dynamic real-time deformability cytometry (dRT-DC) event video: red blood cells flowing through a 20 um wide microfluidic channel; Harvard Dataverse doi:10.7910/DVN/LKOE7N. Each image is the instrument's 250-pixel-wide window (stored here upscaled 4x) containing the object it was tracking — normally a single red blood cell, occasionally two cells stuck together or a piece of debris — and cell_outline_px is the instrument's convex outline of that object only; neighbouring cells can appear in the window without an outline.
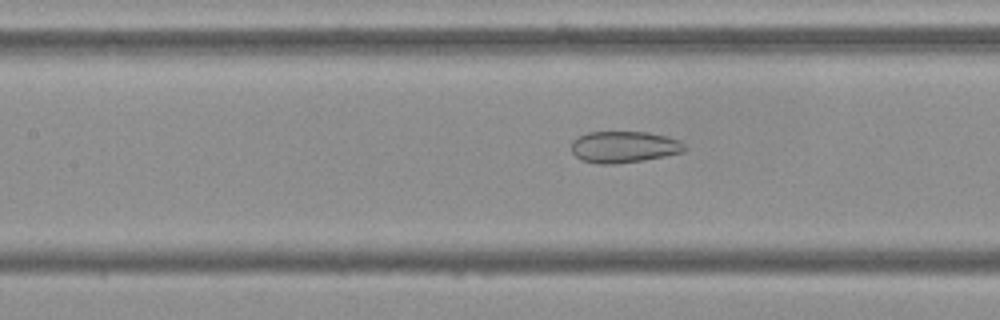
{"species": "Egyptian fruit bat (a non-hibernating species)", "species_latin": "Rousettus aegyptiacus", "temperature_condition": "cold", "stored_images_in_passage": 54, "camera_frame_rate_fps": 3000, "um_per_image_px": 0.085, "frame": {"image": 1, "passage_image": 24, "time_ms": 7.667, "image_size_px": [1000, 320], "cell_outline_px": [[688, 148], [684, 152], [644, 160], [616, 164], [596, 164], [580, 160], [572, 152], [572, 140], [576, 136], [588, 132], [648, 132], [668, 136], [680, 140]], "centroid_in_image_um": [53.04, 12.49], "position_along_channel_um": 154.4, "area_um2": 21.15}}
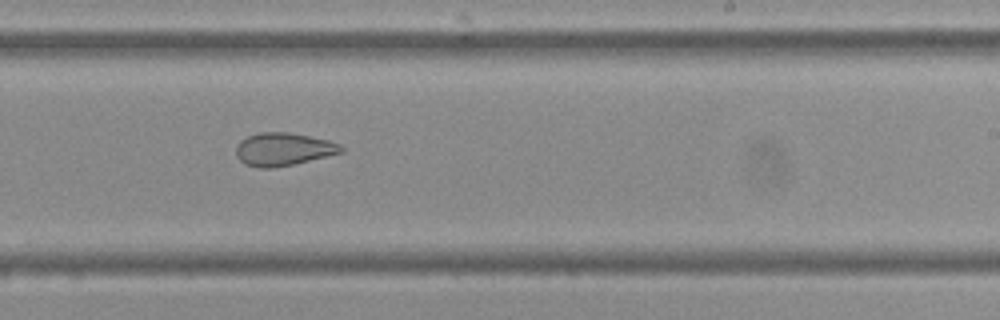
{"frame": {"image": 2, "passage_image": 33, "time_ms": 10.667, "image_size_px": [1000, 320], "cell_outline_px": [[344, 152], [292, 164], [272, 168], [260, 168], [244, 164], [236, 156], [236, 144], [240, 140], [248, 136], [260, 132], [288, 132], [328, 140], [340, 144], [344, 148]], "centroid_in_image_um": [24.05, 12.68], "position_along_channel_um": 264.9, "area_um2": 20.11}}
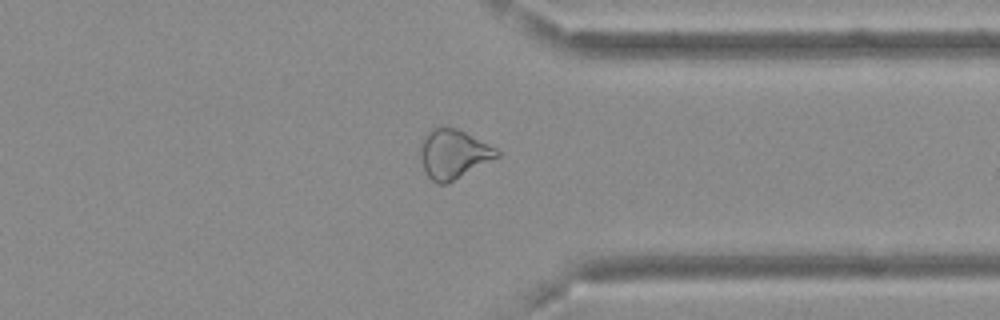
{"frame": {"image": 3, "passage_image": 42, "time_ms": 13.667, "image_size_px": [1000, 320], "cell_outline_px": [[500, 156], [448, 184], [436, 184], [428, 176], [420, 160], [420, 144], [424, 136], [432, 128], [456, 128], [496, 148], [500, 152]], "centroid_in_image_um": [38.53, 13.12], "position_along_channel_um": 372.9, "area_um2": 21.85}, "authors_computed_cell_mechanics": {"area_um2": 24.9407, "velocity_mm_per_s": 3.6868, "shape_relaxation_time_tau1_ms": null, "shape_relaxation_time_tau2_ms": 2.1196, "deformation_change_tau1": null, "deformation_change_tau2": 0.0886}}